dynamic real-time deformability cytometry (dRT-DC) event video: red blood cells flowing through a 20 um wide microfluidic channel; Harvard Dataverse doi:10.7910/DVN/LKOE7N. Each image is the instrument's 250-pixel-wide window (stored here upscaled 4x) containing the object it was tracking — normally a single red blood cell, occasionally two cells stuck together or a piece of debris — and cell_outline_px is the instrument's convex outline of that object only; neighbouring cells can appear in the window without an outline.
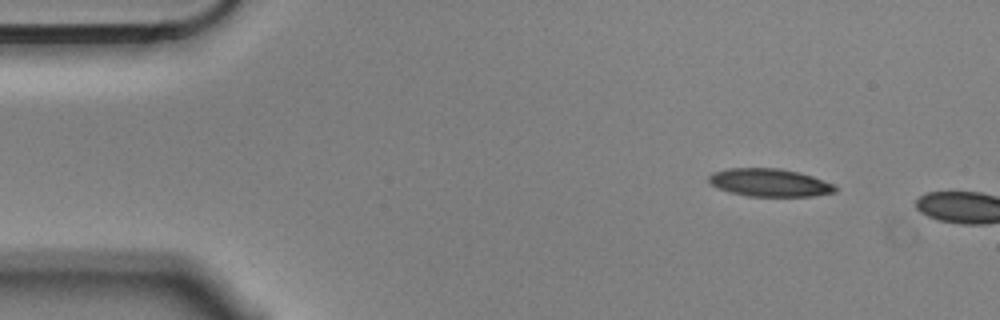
{"species": "Egyptian fruit bat (a non-hibernating species)", "species_latin": "Rousettus aegyptiacus", "temperature_condition": "cold", "stored_images_in_passage": 2, "camera_frame_rate_fps": 3000, "um_per_image_px": 0.085, "animal": {"sex": "male"}, "frame": {"image": 1, "passage_image": 1, "time_ms": 0.0, "image_size_px": [1000, 320], "cell_outline_px": [[836, 192], [816, 196], [748, 196], [728, 192], [716, 188], [708, 180], [708, 176], [712, 172], [728, 168], [780, 168], [812, 176], [832, 184], [836, 188]], "centroid_in_image_um": [65.36, 15.52], "position_along_channel_um": 19.6, "area_um2": 20.52}}